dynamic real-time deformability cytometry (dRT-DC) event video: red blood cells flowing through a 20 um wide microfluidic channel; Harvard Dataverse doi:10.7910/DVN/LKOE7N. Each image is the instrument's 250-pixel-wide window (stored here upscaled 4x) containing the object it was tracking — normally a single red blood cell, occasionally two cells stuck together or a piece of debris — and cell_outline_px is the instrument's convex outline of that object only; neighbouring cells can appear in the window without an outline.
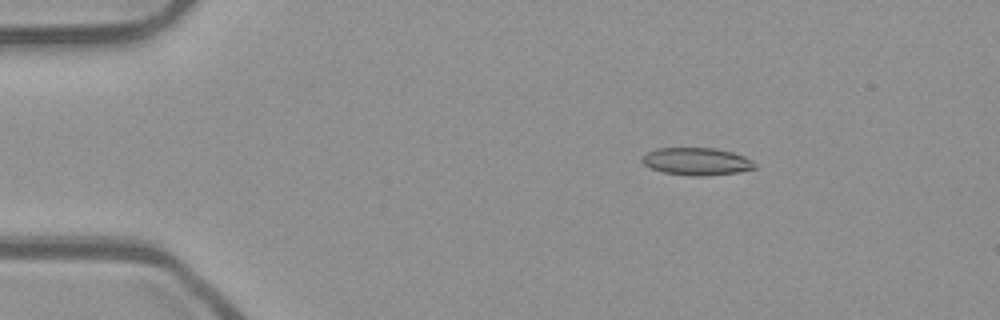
{"species": "common noctule bat (a hibernating species)", "species_latin": "Nyctalus noctula", "temperature_condition": "room temperature", "stored_images_in_passage": 30, "camera_frame_rate_fps": 3000, "um_per_image_px": 0.085, "animal": {"sex": "male", "body_mass_g": 23.1, "forearm_length_mm": 52.7}, "frame": {"image": 1, "passage_image": 1, "time_ms": 0.0, "image_size_px": [1000, 320], "cell_outline_px": [[756, 168], [740, 172], [704, 176], [696, 176], [664, 172], [652, 168], [644, 164], [640, 160], [640, 156], [656, 148], [712, 148], [732, 152], [744, 156], [752, 160], [756, 164]], "centroid_in_image_um": [59.22, 13.72], "position_along_channel_um": 25.8, "area_um2": 18.03}}
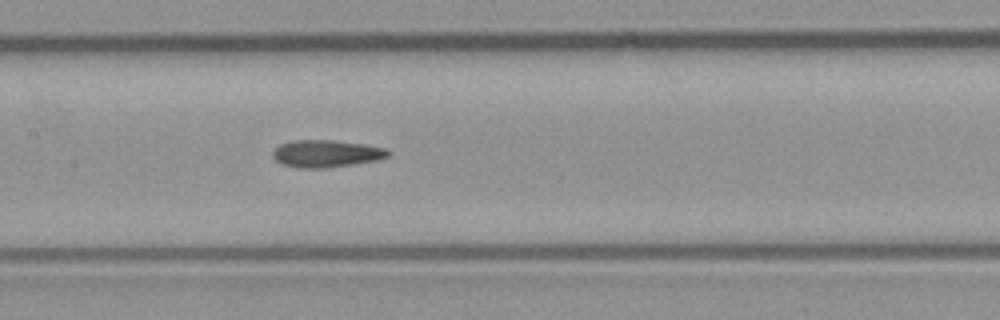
{"frame": {"image": 2, "passage_image": 18, "time_ms": 5.667, "image_size_px": [1000, 320], "cell_outline_px": [[392, 152], [388, 156], [376, 160], [352, 164], [324, 168], [300, 168], [280, 164], [272, 156], [272, 152], [280, 144], [292, 140], [332, 140], [364, 144], [384, 148]], "centroid_in_image_um": [27.7, 13.05], "position_along_channel_um": 179.7, "area_um2": 18.26}}
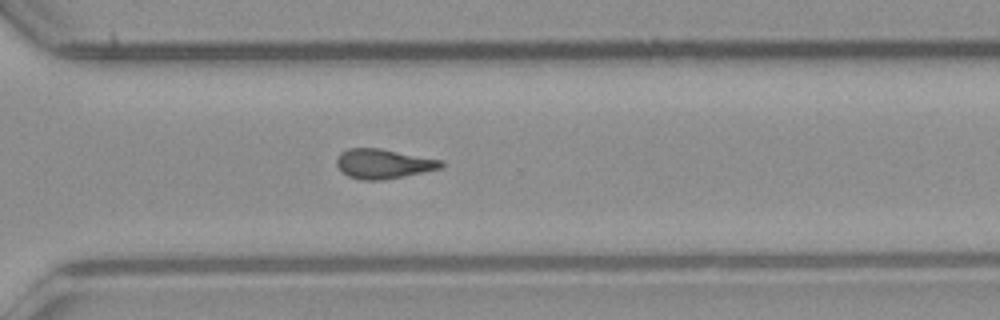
{"frame": {"image": 3, "passage_image": 30, "time_ms": 9.667, "image_size_px": [1000, 320], "cell_outline_px": [[444, 164], [440, 168], [424, 172], [404, 176], [380, 180], [360, 180], [348, 176], [336, 164], [336, 160], [340, 152], [348, 148], [380, 148], [440, 160]], "centroid_in_image_um": [32.55, 13.92], "position_along_channel_um": 338.1, "area_um2": 17.8}}